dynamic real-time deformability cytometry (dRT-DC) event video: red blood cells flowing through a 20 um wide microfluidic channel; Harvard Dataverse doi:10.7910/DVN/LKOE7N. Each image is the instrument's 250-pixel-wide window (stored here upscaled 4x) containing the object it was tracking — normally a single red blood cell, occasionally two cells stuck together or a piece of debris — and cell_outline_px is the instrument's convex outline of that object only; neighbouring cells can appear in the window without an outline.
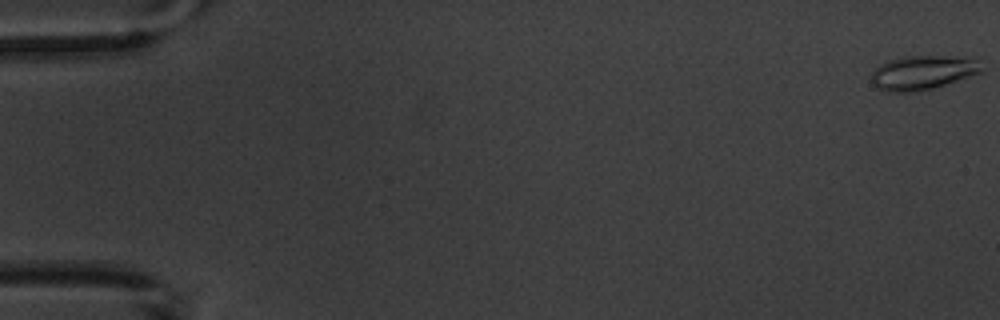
{"species": "common noctule bat (a hibernating species)", "species_latin": "Nyctalus noctula", "temperature_condition": "warm", "stored_images_in_passage": 5, "camera_frame_rate_fps": 3000, "um_per_image_px": 0.085, "animal": {"sex": "male", "body_mass_g": 20.1, "forearm_length_mm": 53.5}, "frame": {"image": 1, "passage_image": 1, "time_ms": 0.0, "image_size_px": [1000, 320], "cell_outline_px": [[980, 72], [932, 88], [916, 92], [888, 92], [872, 84], [872, 72], [880, 64], [888, 60], [900, 56], [944, 56], [972, 60], [980, 68]], "centroid_in_image_um": [78.28, 6.18], "position_along_channel_um": 6.7, "area_um2": 21.15}}